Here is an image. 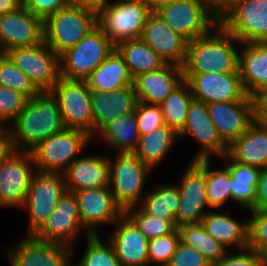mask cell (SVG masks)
<instances>
[{
    "label": "cell",
    "instance_id": "6da1fadb",
    "mask_svg": "<svg viewBox=\"0 0 267 266\" xmlns=\"http://www.w3.org/2000/svg\"><path fill=\"white\" fill-rule=\"evenodd\" d=\"M9 128L16 151L25 152L66 129L57 102L50 92H40L27 100Z\"/></svg>",
    "mask_w": 267,
    "mask_h": 266
},
{
    "label": "cell",
    "instance_id": "7a4b0ae2",
    "mask_svg": "<svg viewBox=\"0 0 267 266\" xmlns=\"http://www.w3.org/2000/svg\"><path fill=\"white\" fill-rule=\"evenodd\" d=\"M213 29V33L187 43L183 73L239 72V51L234 43L240 42L220 23Z\"/></svg>",
    "mask_w": 267,
    "mask_h": 266
},
{
    "label": "cell",
    "instance_id": "3957f363",
    "mask_svg": "<svg viewBox=\"0 0 267 266\" xmlns=\"http://www.w3.org/2000/svg\"><path fill=\"white\" fill-rule=\"evenodd\" d=\"M97 26V12L69 5L44 21V42L60 56Z\"/></svg>",
    "mask_w": 267,
    "mask_h": 266
},
{
    "label": "cell",
    "instance_id": "277c9868",
    "mask_svg": "<svg viewBox=\"0 0 267 266\" xmlns=\"http://www.w3.org/2000/svg\"><path fill=\"white\" fill-rule=\"evenodd\" d=\"M152 11L143 0H116L97 12V26L116 46L140 38Z\"/></svg>",
    "mask_w": 267,
    "mask_h": 266
},
{
    "label": "cell",
    "instance_id": "5b68a950",
    "mask_svg": "<svg viewBox=\"0 0 267 266\" xmlns=\"http://www.w3.org/2000/svg\"><path fill=\"white\" fill-rule=\"evenodd\" d=\"M109 160V188L115 202L123 211L139 206L143 200L144 186L151 169L134 153H116ZM144 193V194H143Z\"/></svg>",
    "mask_w": 267,
    "mask_h": 266
},
{
    "label": "cell",
    "instance_id": "8992f818",
    "mask_svg": "<svg viewBox=\"0 0 267 266\" xmlns=\"http://www.w3.org/2000/svg\"><path fill=\"white\" fill-rule=\"evenodd\" d=\"M92 138L77 129H64L47 137L29 152L36 171L64 173Z\"/></svg>",
    "mask_w": 267,
    "mask_h": 266
},
{
    "label": "cell",
    "instance_id": "52a82bcc",
    "mask_svg": "<svg viewBox=\"0 0 267 266\" xmlns=\"http://www.w3.org/2000/svg\"><path fill=\"white\" fill-rule=\"evenodd\" d=\"M114 49L115 45L96 26L74 47L59 56L60 77L86 80Z\"/></svg>",
    "mask_w": 267,
    "mask_h": 266
},
{
    "label": "cell",
    "instance_id": "ba28073f",
    "mask_svg": "<svg viewBox=\"0 0 267 266\" xmlns=\"http://www.w3.org/2000/svg\"><path fill=\"white\" fill-rule=\"evenodd\" d=\"M66 192L62 173L36 171L22 206L28 212L26 236H33L42 227Z\"/></svg>",
    "mask_w": 267,
    "mask_h": 266
},
{
    "label": "cell",
    "instance_id": "9c48e42d",
    "mask_svg": "<svg viewBox=\"0 0 267 266\" xmlns=\"http://www.w3.org/2000/svg\"><path fill=\"white\" fill-rule=\"evenodd\" d=\"M50 93L57 102L65 127L81 130L93 139L94 119L87 82L60 77Z\"/></svg>",
    "mask_w": 267,
    "mask_h": 266
},
{
    "label": "cell",
    "instance_id": "30bf717a",
    "mask_svg": "<svg viewBox=\"0 0 267 266\" xmlns=\"http://www.w3.org/2000/svg\"><path fill=\"white\" fill-rule=\"evenodd\" d=\"M155 13L187 42L203 37L219 23L206 0H177Z\"/></svg>",
    "mask_w": 267,
    "mask_h": 266
},
{
    "label": "cell",
    "instance_id": "8fae6325",
    "mask_svg": "<svg viewBox=\"0 0 267 266\" xmlns=\"http://www.w3.org/2000/svg\"><path fill=\"white\" fill-rule=\"evenodd\" d=\"M5 54L25 73L40 92H50L60 78L59 56L43 41Z\"/></svg>",
    "mask_w": 267,
    "mask_h": 266
},
{
    "label": "cell",
    "instance_id": "7c38bea8",
    "mask_svg": "<svg viewBox=\"0 0 267 266\" xmlns=\"http://www.w3.org/2000/svg\"><path fill=\"white\" fill-rule=\"evenodd\" d=\"M82 232L85 238L89 235L83 229L78 200L73 193L66 192L47 221L32 237L39 242L57 243L73 248Z\"/></svg>",
    "mask_w": 267,
    "mask_h": 266
},
{
    "label": "cell",
    "instance_id": "4fadbf2b",
    "mask_svg": "<svg viewBox=\"0 0 267 266\" xmlns=\"http://www.w3.org/2000/svg\"><path fill=\"white\" fill-rule=\"evenodd\" d=\"M179 181L180 205L176 214V227L200 224L208 213L205 208L209 207L206 196V159L191 160Z\"/></svg>",
    "mask_w": 267,
    "mask_h": 266
},
{
    "label": "cell",
    "instance_id": "5bb4252c",
    "mask_svg": "<svg viewBox=\"0 0 267 266\" xmlns=\"http://www.w3.org/2000/svg\"><path fill=\"white\" fill-rule=\"evenodd\" d=\"M219 23L240 43L267 42V0H240Z\"/></svg>",
    "mask_w": 267,
    "mask_h": 266
},
{
    "label": "cell",
    "instance_id": "9a60e30c",
    "mask_svg": "<svg viewBox=\"0 0 267 266\" xmlns=\"http://www.w3.org/2000/svg\"><path fill=\"white\" fill-rule=\"evenodd\" d=\"M195 100L208 103L252 101L243 88L239 72L183 73Z\"/></svg>",
    "mask_w": 267,
    "mask_h": 266
},
{
    "label": "cell",
    "instance_id": "2e32d148",
    "mask_svg": "<svg viewBox=\"0 0 267 266\" xmlns=\"http://www.w3.org/2000/svg\"><path fill=\"white\" fill-rule=\"evenodd\" d=\"M36 173L30 152L16 151L0 163V207L22 208Z\"/></svg>",
    "mask_w": 267,
    "mask_h": 266
},
{
    "label": "cell",
    "instance_id": "e0dca14e",
    "mask_svg": "<svg viewBox=\"0 0 267 266\" xmlns=\"http://www.w3.org/2000/svg\"><path fill=\"white\" fill-rule=\"evenodd\" d=\"M44 41V21L23 5L0 15V51L32 47Z\"/></svg>",
    "mask_w": 267,
    "mask_h": 266
},
{
    "label": "cell",
    "instance_id": "ac0fdd59",
    "mask_svg": "<svg viewBox=\"0 0 267 266\" xmlns=\"http://www.w3.org/2000/svg\"><path fill=\"white\" fill-rule=\"evenodd\" d=\"M179 138L192 135L200 149L193 161L212 159V155L222 158L227 154L228 146L221 140L213 124L207 104L192 100L183 129L178 133Z\"/></svg>",
    "mask_w": 267,
    "mask_h": 266
},
{
    "label": "cell",
    "instance_id": "d6986e66",
    "mask_svg": "<svg viewBox=\"0 0 267 266\" xmlns=\"http://www.w3.org/2000/svg\"><path fill=\"white\" fill-rule=\"evenodd\" d=\"M74 195L78 200L83 229L89 235H97L99 226L114 225L124 214L109 187L84 189Z\"/></svg>",
    "mask_w": 267,
    "mask_h": 266
},
{
    "label": "cell",
    "instance_id": "ffe728a7",
    "mask_svg": "<svg viewBox=\"0 0 267 266\" xmlns=\"http://www.w3.org/2000/svg\"><path fill=\"white\" fill-rule=\"evenodd\" d=\"M6 251L11 266H72L73 248L25 236Z\"/></svg>",
    "mask_w": 267,
    "mask_h": 266
},
{
    "label": "cell",
    "instance_id": "44dd1931",
    "mask_svg": "<svg viewBox=\"0 0 267 266\" xmlns=\"http://www.w3.org/2000/svg\"><path fill=\"white\" fill-rule=\"evenodd\" d=\"M209 116L221 140L229 146L254 123L253 102H214L207 104Z\"/></svg>",
    "mask_w": 267,
    "mask_h": 266
},
{
    "label": "cell",
    "instance_id": "7402d4cb",
    "mask_svg": "<svg viewBox=\"0 0 267 266\" xmlns=\"http://www.w3.org/2000/svg\"><path fill=\"white\" fill-rule=\"evenodd\" d=\"M140 39L149 45L166 64L183 67L188 42L173 31L155 12L148 17Z\"/></svg>",
    "mask_w": 267,
    "mask_h": 266
},
{
    "label": "cell",
    "instance_id": "603a6c76",
    "mask_svg": "<svg viewBox=\"0 0 267 266\" xmlns=\"http://www.w3.org/2000/svg\"><path fill=\"white\" fill-rule=\"evenodd\" d=\"M108 241L122 266H149L148 239L123 214L112 226Z\"/></svg>",
    "mask_w": 267,
    "mask_h": 266
},
{
    "label": "cell",
    "instance_id": "cb8c5ba5",
    "mask_svg": "<svg viewBox=\"0 0 267 266\" xmlns=\"http://www.w3.org/2000/svg\"><path fill=\"white\" fill-rule=\"evenodd\" d=\"M90 95L95 136L118 116L135 112L138 102L133 84L111 92L90 90Z\"/></svg>",
    "mask_w": 267,
    "mask_h": 266
},
{
    "label": "cell",
    "instance_id": "d4e9b609",
    "mask_svg": "<svg viewBox=\"0 0 267 266\" xmlns=\"http://www.w3.org/2000/svg\"><path fill=\"white\" fill-rule=\"evenodd\" d=\"M183 81L182 67L165 64L158 70L136 76L133 85L138 101L160 105Z\"/></svg>",
    "mask_w": 267,
    "mask_h": 266
},
{
    "label": "cell",
    "instance_id": "484cf974",
    "mask_svg": "<svg viewBox=\"0 0 267 266\" xmlns=\"http://www.w3.org/2000/svg\"><path fill=\"white\" fill-rule=\"evenodd\" d=\"M63 175L69 193L109 187L108 156L88 154L78 157L69 165Z\"/></svg>",
    "mask_w": 267,
    "mask_h": 266
},
{
    "label": "cell",
    "instance_id": "4316f807",
    "mask_svg": "<svg viewBox=\"0 0 267 266\" xmlns=\"http://www.w3.org/2000/svg\"><path fill=\"white\" fill-rule=\"evenodd\" d=\"M238 71L245 93L267 87V42L239 43Z\"/></svg>",
    "mask_w": 267,
    "mask_h": 266
},
{
    "label": "cell",
    "instance_id": "83f0119b",
    "mask_svg": "<svg viewBox=\"0 0 267 266\" xmlns=\"http://www.w3.org/2000/svg\"><path fill=\"white\" fill-rule=\"evenodd\" d=\"M233 162L267 167V126L253 123L248 130L229 146L226 154Z\"/></svg>",
    "mask_w": 267,
    "mask_h": 266
},
{
    "label": "cell",
    "instance_id": "f1b7e54d",
    "mask_svg": "<svg viewBox=\"0 0 267 266\" xmlns=\"http://www.w3.org/2000/svg\"><path fill=\"white\" fill-rule=\"evenodd\" d=\"M229 213L209 211L202 219L201 224L205 227L206 232L228 248L235 247L238 251L248 248V220L242 224Z\"/></svg>",
    "mask_w": 267,
    "mask_h": 266
},
{
    "label": "cell",
    "instance_id": "f546056e",
    "mask_svg": "<svg viewBox=\"0 0 267 266\" xmlns=\"http://www.w3.org/2000/svg\"><path fill=\"white\" fill-rule=\"evenodd\" d=\"M92 91L111 92L133 84V77L116 49L85 80Z\"/></svg>",
    "mask_w": 267,
    "mask_h": 266
},
{
    "label": "cell",
    "instance_id": "4dcf8cb0",
    "mask_svg": "<svg viewBox=\"0 0 267 266\" xmlns=\"http://www.w3.org/2000/svg\"><path fill=\"white\" fill-rule=\"evenodd\" d=\"M116 153H134L139 145L138 120L134 112L118 116L97 135Z\"/></svg>",
    "mask_w": 267,
    "mask_h": 266
},
{
    "label": "cell",
    "instance_id": "1f68e13d",
    "mask_svg": "<svg viewBox=\"0 0 267 266\" xmlns=\"http://www.w3.org/2000/svg\"><path fill=\"white\" fill-rule=\"evenodd\" d=\"M230 171V191L232 201L239 203L245 210H251L255 201V189L261 169L233 162L227 155L222 158Z\"/></svg>",
    "mask_w": 267,
    "mask_h": 266
},
{
    "label": "cell",
    "instance_id": "d6a6232c",
    "mask_svg": "<svg viewBox=\"0 0 267 266\" xmlns=\"http://www.w3.org/2000/svg\"><path fill=\"white\" fill-rule=\"evenodd\" d=\"M177 137L178 133L164 124L148 134L140 135L139 145L134 154L151 170L155 169L167 156Z\"/></svg>",
    "mask_w": 267,
    "mask_h": 266
},
{
    "label": "cell",
    "instance_id": "836d02e7",
    "mask_svg": "<svg viewBox=\"0 0 267 266\" xmlns=\"http://www.w3.org/2000/svg\"><path fill=\"white\" fill-rule=\"evenodd\" d=\"M133 79L143 73L155 71L166 63L140 38L126 40L115 46Z\"/></svg>",
    "mask_w": 267,
    "mask_h": 266
},
{
    "label": "cell",
    "instance_id": "e575fe53",
    "mask_svg": "<svg viewBox=\"0 0 267 266\" xmlns=\"http://www.w3.org/2000/svg\"><path fill=\"white\" fill-rule=\"evenodd\" d=\"M146 191L139 205L147 214L166 220H176L180 205V195L177 184H161Z\"/></svg>",
    "mask_w": 267,
    "mask_h": 266
},
{
    "label": "cell",
    "instance_id": "d590c367",
    "mask_svg": "<svg viewBox=\"0 0 267 266\" xmlns=\"http://www.w3.org/2000/svg\"><path fill=\"white\" fill-rule=\"evenodd\" d=\"M180 243L198 250L215 266L226 254L227 248L213 239L200 224H185L177 227Z\"/></svg>",
    "mask_w": 267,
    "mask_h": 266
},
{
    "label": "cell",
    "instance_id": "8d00e7d4",
    "mask_svg": "<svg viewBox=\"0 0 267 266\" xmlns=\"http://www.w3.org/2000/svg\"><path fill=\"white\" fill-rule=\"evenodd\" d=\"M193 99L190 86L184 80L159 105L164 123L179 133L186 123L188 109Z\"/></svg>",
    "mask_w": 267,
    "mask_h": 266
},
{
    "label": "cell",
    "instance_id": "74e56055",
    "mask_svg": "<svg viewBox=\"0 0 267 266\" xmlns=\"http://www.w3.org/2000/svg\"><path fill=\"white\" fill-rule=\"evenodd\" d=\"M211 159H206V196L209 208L222 209L228 200H232L230 191V171L224 168L211 169ZM211 169V170H210Z\"/></svg>",
    "mask_w": 267,
    "mask_h": 266
},
{
    "label": "cell",
    "instance_id": "f35d334b",
    "mask_svg": "<svg viewBox=\"0 0 267 266\" xmlns=\"http://www.w3.org/2000/svg\"><path fill=\"white\" fill-rule=\"evenodd\" d=\"M124 214L148 240L170 234L177 228L176 220L149 215L140 206L126 209Z\"/></svg>",
    "mask_w": 267,
    "mask_h": 266
},
{
    "label": "cell",
    "instance_id": "ab89813d",
    "mask_svg": "<svg viewBox=\"0 0 267 266\" xmlns=\"http://www.w3.org/2000/svg\"><path fill=\"white\" fill-rule=\"evenodd\" d=\"M0 86L21 93L28 100L40 93L30 78L5 53L0 55Z\"/></svg>",
    "mask_w": 267,
    "mask_h": 266
},
{
    "label": "cell",
    "instance_id": "60d3db41",
    "mask_svg": "<svg viewBox=\"0 0 267 266\" xmlns=\"http://www.w3.org/2000/svg\"><path fill=\"white\" fill-rule=\"evenodd\" d=\"M86 250L82 258L73 266H122L116 257L112 245L102 242L99 234L86 237Z\"/></svg>",
    "mask_w": 267,
    "mask_h": 266
},
{
    "label": "cell",
    "instance_id": "b9f144b4",
    "mask_svg": "<svg viewBox=\"0 0 267 266\" xmlns=\"http://www.w3.org/2000/svg\"><path fill=\"white\" fill-rule=\"evenodd\" d=\"M180 243L177 228L170 234L148 241L149 266H167Z\"/></svg>",
    "mask_w": 267,
    "mask_h": 266
},
{
    "label": "cell",
    "instance_id": "7bdbcfd3",
    "mask_svg": "<svg viewBox=\"0 0 267 266\" xmlns=\"http://www.w3.org/2000/svg\"><path fill=\"white\" fill-rule=\"evenodd\" d=\"M248 248L262 253L267 248V211L249 210Z\"/></svg>",
    "mask_w": 267,
    "mask_h": 266
},
{
    "label": "cell",
    "instance_id": "ee69618b",
    "mask_svg": "<svg viewBox=\"0 0 267 266\" xmlns=\"http://www.w3.org/2000/svg\"><path fill=\"white\" fill-rule=\"evenodd\" d=\"M27 100L21 93L0 86V125L11 124L24 109Z\"/></svg>",
    "mask_w": 267,
    "mask_h": 266
},
{
    "label": "cell",
    "instance_id": "f6af8a7d",
    "mask_svg": "<svg viewBox=\"0 0 267 266\" xmlns=\"http://www.w3.org/2000/svg\"><path fill=\"white\" fill-rule=\"evenodd\" d=\"M134 113L138 120L140 135L148 134L150 131L165 124L159 105H151L138 101Z\"/></svg>",
    "mask_w": 267,
    "mask_h": 266
},
{
    "label": "cell",
    "instance_id": "bcb514c9",
    "mask_svg": "<svg viewBox=\"0 0 267 266\" xmlns=\"http://www.w3.org/2000/svg\"><path fill=\"white\" fill-rule=\"evenodd\" d=\"M167 266H212L198 250L181 243Z\"/></svg>",
    "mask_w": 267,
    "mask_h": 266
},
{
    "label": "cell",
    "instance_id": "7dc6e473",
    "mask_svg": "<svg viewBox=\"0 0 267 266\" xmlns=\"http://www.w3.org/2000/svg\"><path fill=\"white\" fill-rule=\"evenodd\" d=\"M69 5L70 0H23V6L43 21Z\"/></svg>",
    "mask_w": 267,
    "mask_h": 266
},
{
    "label": "cell",
    "instance_id": "c3c4849f",
    "mask_svg": "<svg viewBox=\"0 0 267 266\" xmlns=\"http://www.w3.org/2000/svg\"><path fill=\"white\" fill-rule=\"evenodd\" d=\"M215 266H264V263L260 253L246 248L236 255L227 252Z\"/></svg>",
    "mask_w": 267,
    "mask_h": 266
},
{
    "label": "cell",
    "instance_id": "681fc988",
    "mask_svg": "<svg viewBox=\"0 0 267 266\" xmlns=\"http://www.w3.org/2000/svg\"><path fill=\"white\" fill-rule=\"evenodd\" d=\"M254 122L267 126V87L254 93L252 96Z\"/></svg>",
    "mask_w": 267,
    "mask_h": 266
},
{
    "label": "cell",
    "instance_id": "f907efd6",
    "mask_svg": "<svg viewBox=\"0 0 267 266\" xmlns=\"http://www.w3.org/2000/svg\"><path fill=\"white\" fill-rule=\"evenodd\" d=\"M251 210L267 211V167L262 168L255 189V201Z\"/></svg>",
    "mask_w": 267,
    "mask_h": 266
},
{
    "label": "cell",
    "instance_id": "816d5d0a",
    "mask_svg": "<svg viewBox=\"0 0 267 266\" xmlns=\"http://www.w3.org/2000/svg\"><path fill=\"white\" fill-rule=\"evenodd\" d=\"M14 152L11 131L8 125H0V163L7 160Z\"/></svg>",
    "mask_w": 267,
    "mask_h": 266
},
{
    "label": "cell",
    "instance_id": "f5cc1de1",
    "mask_svg": "<svg viewBox=\"0 0 267 266\" xmlns=\"http://www.w3.org/2000/svg\"><path fill=\"white\" fill-rule=\"evenodd\" d=\"M240 0H206L210 11L220 19Z\"/></svg>",
    "mask_w": 267,
    "mask_h": 266
},
{
    "label": "cell",
    "instance_id": "db71d44e",
    "mask_svg": "<svg viewBox=\"0 0 267 266\" xmlns=\"http://www.w3.org/2000/svg\"><path fill=\"white\" fill-rule=\"evenodd\" d=\"M109 0H70L71 5L85 7L96 12L101 10Z\"/></svg>",
    "mask_w": 267,
    "mask_h": 266
},
{
    "label": "cell",
    "instance_id": "11a10c76",
    "mask_svg": "<svg viewBox=\"0 0 267 266\" xmlns=\"http://www.w3.org/2000/svg\"><path fill=\"white\" fill-rule=\"evenodd\" d=\"M23 5V0H0V15L15 11Z\"/></svg>",
    "mask_w": 267,
    "mask_h": 266
},
{
    "label": "cell",
    "instance_id": "9f6ffc18",
    "mask_svg": "<svg viewBox=\"0 0 267 266\" xmlns=\"http://www.w3.org/2000/svg\"><path fill=\"white\" fill-rule=\"evenodd\" d=\"M143 1L147 4L148 8L152 12H156L160 7L173 3L177 0H143Z\"/></svg>",
    "mask_w": 267,
    "mask_h": 266
},
{
    "label": "cell",
    "instance_id": "6f0895ef",
    "mask_svg": "<svg viewBox=\"0 0 267 266\" xmlns=\"http://www.w3.org/2000/svg\"><path fill=\"white\" fill-rule=\"evenodd\" d=\"M264 266H267V248L261 253Z\"/></svg>",
    "mask_w": 267,
    "mask_h": 266
}]
</instances>
